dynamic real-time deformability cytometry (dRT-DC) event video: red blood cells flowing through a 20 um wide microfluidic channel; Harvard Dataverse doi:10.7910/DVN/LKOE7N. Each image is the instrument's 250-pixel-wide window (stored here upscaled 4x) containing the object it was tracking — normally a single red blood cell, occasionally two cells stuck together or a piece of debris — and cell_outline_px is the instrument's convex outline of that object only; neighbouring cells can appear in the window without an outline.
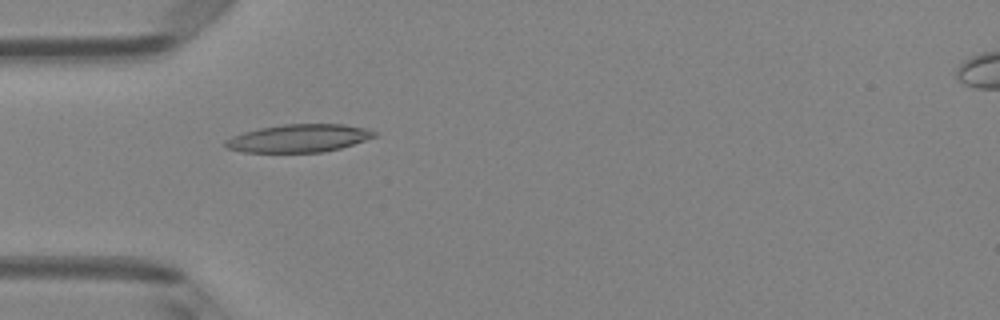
{"species": "Egyptian fruit bat (a non-hibernating species)", "species_latin": "Rousettus aegyptiacus", "temperature_condition": "room temperature", "stored_images_in_passage": 5, "camera_frame_rate_fps": 3000, "um_per_image_px": 0.085, "animal": {"sex": "female"}, "frame": {"image": 1, "passage_image": 5, "time_ms": 1.333, "image_size_px": [1000, 320], "cell_outline_px": [[376, 136], [340, 148], [320, 152], [244, 152], [224, 148], [224, 140], [232, 136], [244, 132], [260, 128], [284, 124], [344, 124], [364, 128], [376, 132]], "centroid_in_image_um": [25.34, 11.75], "position_along_channel_um": 59.7, "area_um2": 24.04}}